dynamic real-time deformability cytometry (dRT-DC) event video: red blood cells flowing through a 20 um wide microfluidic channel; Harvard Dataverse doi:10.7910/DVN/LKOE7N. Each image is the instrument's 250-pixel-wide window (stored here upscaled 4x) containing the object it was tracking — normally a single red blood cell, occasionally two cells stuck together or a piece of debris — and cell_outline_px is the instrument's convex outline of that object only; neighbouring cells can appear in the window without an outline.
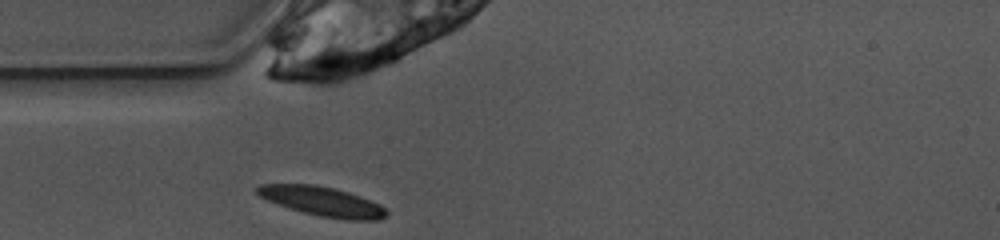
{"species": "common noctule bat (a hibernating species)", "species_latin": "Nyctalus noctula", "temperature_condition": "warm", "stored_images_in_passage": 26, "camera_frame_rate_fps": 3000, "um_per_image_px": 0.085, "animal": {"sex": "female", "body_mass_g": 10.0, "forearm_length_mm": 53.1}, "frame": {"image": 1, "passage_image": 1, "time_ms": 0.0, "image_size_px": [1000, 240], "cell_outline_px": [[388, 216], [380, 220], [348, 220], [320, 216], [304, 212], [268, 200], [260, 196], [256, 192], [256, 188], [260, 184], [316, 184], [348, 192], [360, 196], [380, 204], [388, 212]], "centroid_in_image_um": [27.46, 17.12], "position_along_channel_um": 57.5, "area_um2": 21.91}}
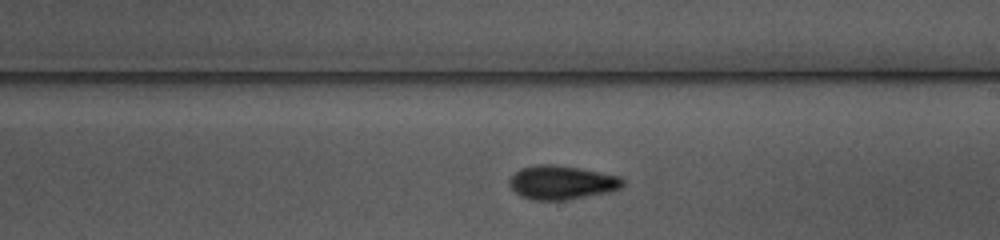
{"frame": {"image": 2, "passage_image": 15, "time_ms": 4.667, "image_size_px": [1000, 240], "cell_outline_px": [[624, 188], [608, 192], [568, 200], [532, 200], [520, 196], [508, 184], [508, 180], [520, 168], [536, 164], [552, 164], [580, 168], [620, 176], [624, 180]], "centroid_in_image_um": [47.76, 15.51], "position_along_channel_um": 241.2, "area_um2": 22.6}}
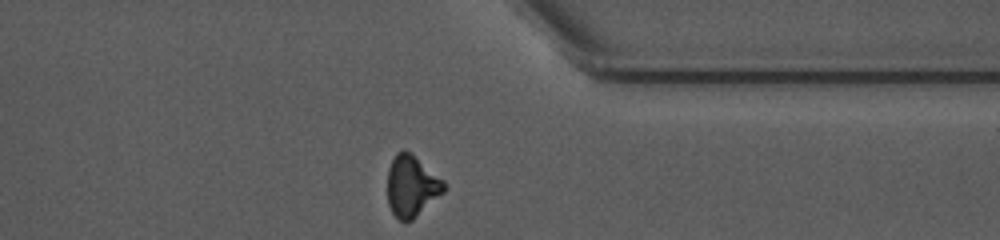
{"frame": {"image": 3, "passage_image": 26, "time_ms": 8.333, "image_size_px": [1000, 240], "cell_outline_px": [[444, 192], [412, 220], [400, 220], [392, 212], [388, 204], [388, 168], [396, 152], [404, 148], [444, 180]], "centroid_in_image_um": [34.97, 15.8], "position_along_channel_um": 376.4, "area_um2": 19.88}, "authors_computed_cell_mechanics": {"area_um2": 21.2415, "velocity_mm_per_s": 3.9187, "shape_relaxation_time_tau1_ms": 4.8749, "shape_relaxation_time_tau2_ms": 5.9709, "deformation_change_tau1": 0.1592, "deformation_change_tau2": 0.1085}}